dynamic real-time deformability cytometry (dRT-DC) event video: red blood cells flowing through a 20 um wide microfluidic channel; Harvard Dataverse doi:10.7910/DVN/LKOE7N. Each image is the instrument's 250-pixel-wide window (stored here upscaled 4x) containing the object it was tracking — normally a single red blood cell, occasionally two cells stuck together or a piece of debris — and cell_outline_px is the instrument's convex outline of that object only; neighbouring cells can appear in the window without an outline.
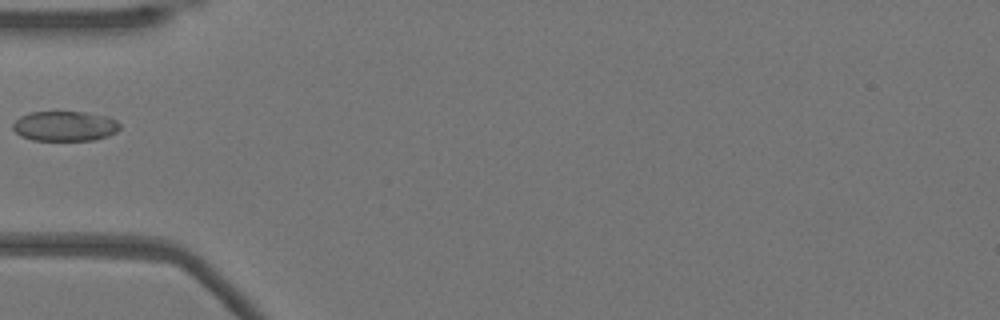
{"species": "Egyptian fruit bat (a non-hibernating species)", "species_latin": "Rousettus aegyptiacus", "temperature_condition": "warm", "stored_images_in_passage": 36, "camera_frame_rate_fps": 3000, "um_per_image_px": 0.085, "animal": {"sex": "female"}, "frame": {"image": 1, "passage_image": 1, "time_ms": 0.0, "image_size_px": [1000, 320], "cell_outline_px": [[120, 128], [116, 132], [108, 136], [96, 140], [32, 140], [20, 136], [12, 128], [12, 124], [20, 116], [28, 112], [56, 108], [84, 112], [108, 116], [116, 120], [120, 124]], "centroid_in_image_um": [5.48, 10.66], "position_along_channel_um": 79.5, "area_um2": 19.65}}
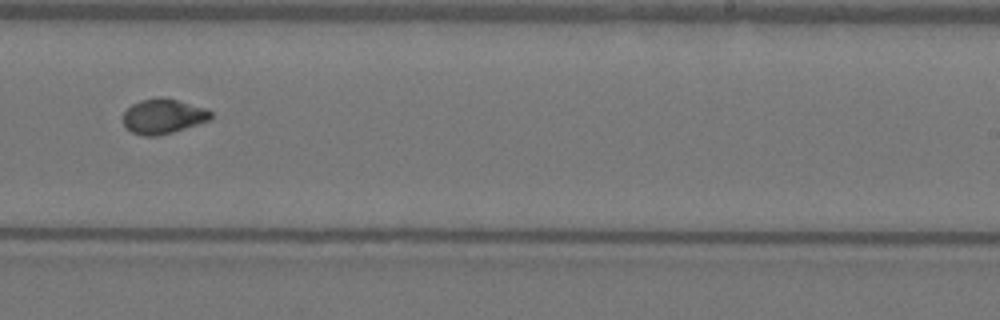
{"frame": {"image": 2, "passage_image": 16, "time_ms": 5.0, "image_size_px": [1000, 320], "cell_outline_px": [[212, 120], [172, 132], [156, 136], [144, 136], [132, 132], [124, 128], [124, 112], [132, 104], [140, 100], [176, 100], [208, 108], [212, 112]], "centroid_in_image_um": [13.9, 9.92], "position_along_channel_um": 275.1, "area_um2": 17.46}}
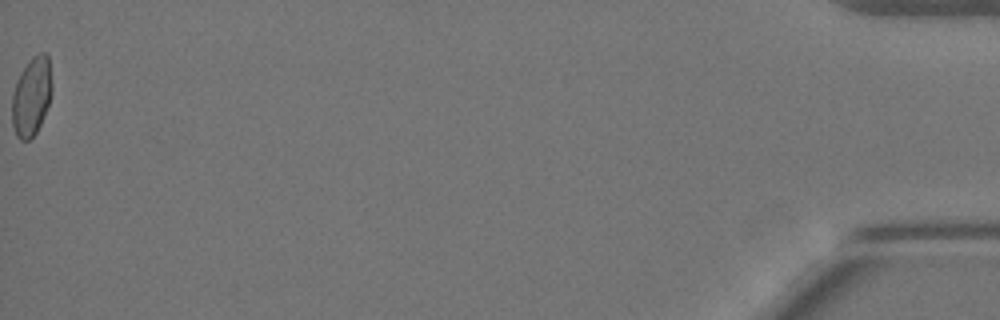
{"frame": {"image": 3, "passage_image": 36, "time_ms": 11.667, "image_size_px": [1000, 320], "cell_outline_px": [[52, 92], [44, 116], [36, 132], [28, 140], [20, 140], [16, 136], [12, 124], [12, 96], [16, 80], [20, 72], [28, 60], [32, 56], [40, 52], [44, 52], [48, 56], [52, 84]], "centroid_in_image_um": [2.67, 8.17], "position_along_channel_um": 432.5, "area_um2": 18.44}}